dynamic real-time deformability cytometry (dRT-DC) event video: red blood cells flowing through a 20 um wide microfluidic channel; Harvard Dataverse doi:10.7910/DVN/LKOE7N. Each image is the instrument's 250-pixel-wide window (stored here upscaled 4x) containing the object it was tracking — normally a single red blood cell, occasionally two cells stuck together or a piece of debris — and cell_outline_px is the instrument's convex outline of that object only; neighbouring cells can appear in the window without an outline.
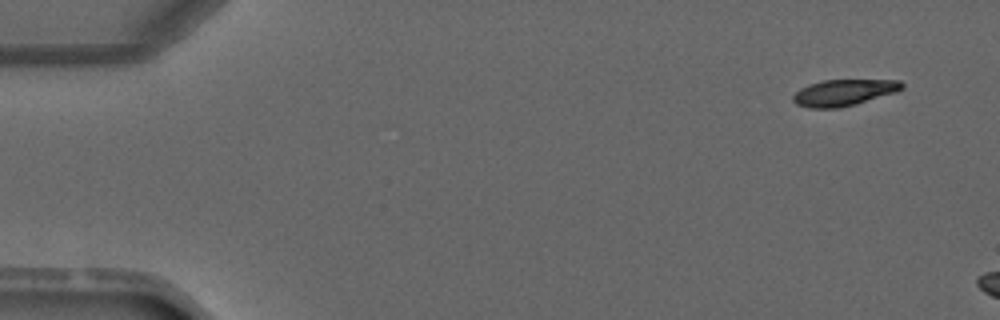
{"species": "common noctule bat (a hibernating species)", "species_latin": "Nyctalus noctula", "temperature_condition": "warm", "stored_images_in_passage": 3, "camera_frame_rate_fps": 3000, "um_per_image_px": 0.085, "animal": {"sex": "male", "forearm_length_mm": 52.5}, "frame": {"image": 1, "passage_image": 1, "time_ms": 0.0, "image_size_px": [1000, 320], "cell_outline_px": [[904, 88], [896, 92], [856, 104], [840, 108], [808, 108], [796, 104], [792, 100], [792, 96], [800, 88], [808, 84], [824, 80], [900, 80], [904, 84]], "centroid_in_image_um": [71.71, 7.87], "position_along_channel_um": 13.3, "area_um2": 16.82}}